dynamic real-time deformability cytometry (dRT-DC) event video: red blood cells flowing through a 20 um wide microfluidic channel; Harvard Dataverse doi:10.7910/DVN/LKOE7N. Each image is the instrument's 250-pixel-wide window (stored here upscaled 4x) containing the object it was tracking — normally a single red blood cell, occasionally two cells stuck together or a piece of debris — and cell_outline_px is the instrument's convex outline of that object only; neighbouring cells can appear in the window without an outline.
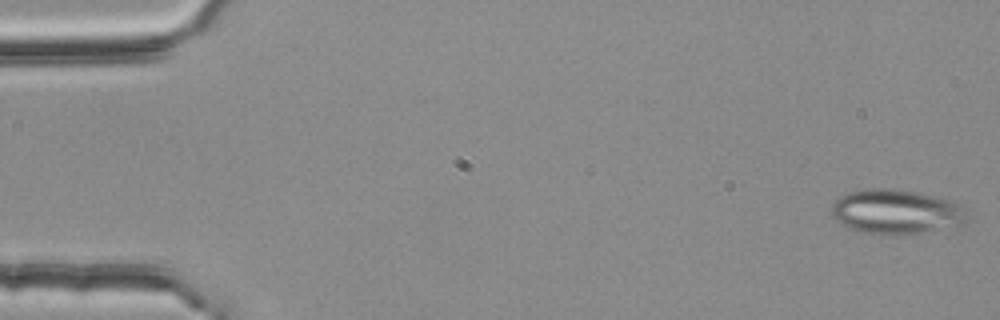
{"species": "common noctule bat (a hibernating species)", "species_latin": "Nyctalus noctula", "temperature_condition": "room temperature", "stored_images_in_passage": 54, "camera_frame_rate_fps": 3000, "um_per_image_px": 0.085, "animal": {"sex": "female", "body_mass_g": 25.1}, "frame": {"image": 1, "passage_image": 1, "time_ms": 0.0, "image_size_px": [1000, 320], "cell_outline_px": [[972, 220], [964, 224], [920, 232], [864, 232], [852, 228], [836, 220], [832, 216], [832, 204], [840, 196], [848, 192], [864, 188], [892, 188], [916, 192], [936, 196], [948, 200], [956, 204]], "centroid_in_image_um": [76.16, 17.95], "position_along_channel_um": 8.8, "area_um2": 34.22}}
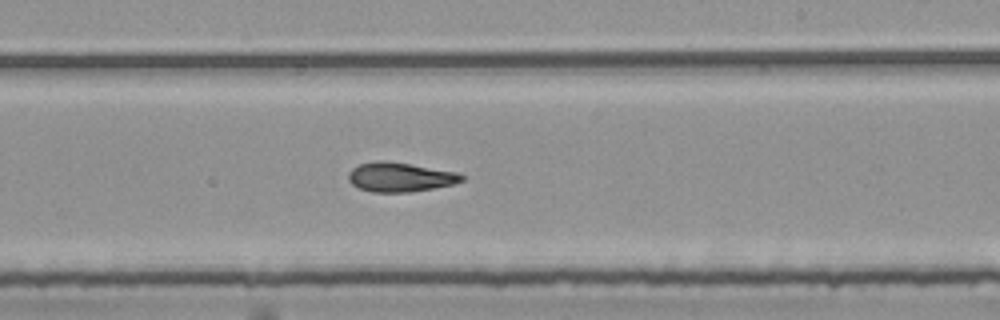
{"frame": {"image": 2, "passage_image": 32, "time_ms": 10.333, "image_size_px": [1000, 320], "cell_outline_px": [[464, 180], [452, 184], [412, 192], [372, 192], [360, 188], [352, 184], [348, 180], [348, 172], [352, 168], [360, 164], [408, 164], [456, 172], [464, 176]], "centroid_in_image_um": [34.02, 15.11], "position_along_channel_um": 255.0, "area_um2": 18.38}}
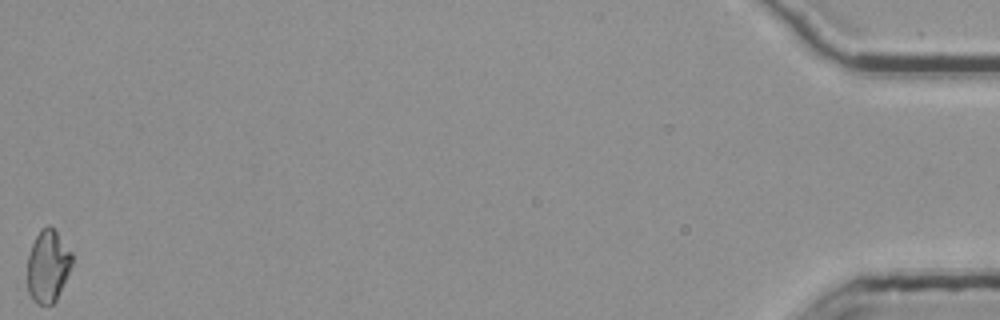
{"frame": {"image": 3, "passage_image": 54, "time_ms": 17.667, "image_size_px": [1000, 320], "cell_outline_px": [[72, 264], [56, 300], [52, 304], [36, 304], [32, 300], [28, 292], [28, 256], [32, 244], [40, 228], [48, 224], [56, 232], [72, 252]], "centroid_in_image_um": [4.06, 22.62], "position_along_channel_um": 431.1, "area_um2": 18.67}, "authors_computed_cell_mechanics": {"area_um2": 19.5364, "velocity_mm_per_s": 3.7828, "shape_relaxation_time_tau1_ms": null, "shape_relaxation_time_tau2_ms": 3.455, "deformation_change_tau1": null, "deformation_change_tau2": 0.1222}}